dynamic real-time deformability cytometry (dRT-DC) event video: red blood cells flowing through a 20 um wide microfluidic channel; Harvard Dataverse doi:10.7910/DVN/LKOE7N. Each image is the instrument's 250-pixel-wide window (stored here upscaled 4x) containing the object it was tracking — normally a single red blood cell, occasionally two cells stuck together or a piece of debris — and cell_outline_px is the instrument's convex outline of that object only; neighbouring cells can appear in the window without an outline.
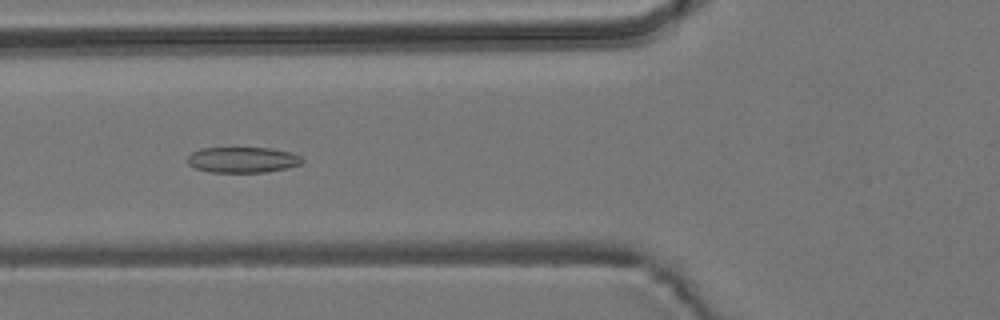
{"species": "common noctule bat (a hibernating species)", "species_latin": "Nyctalus noctula", "temperature_condition": "room temperature", "stored_images_in_passage": 42, "camera_frame_rate_fps": 3000, "um_per_image_px": 0.085, "animal": {"sex": "male", "body_mass_g": 19.2, "forearm_length_mm": 51.8}, "frame": {"image": 1, "passage_image": 6, "time_ms": 1.667, "image_size_px": [1000, 320], "cell_outline_px": [[304, 160], [300, 164], [288, 168], [264, 172], [208, 172], [196, 168], [188, 164], [188, 156], [192, 152], [200, 148], [272, 148], [292, 152], [300, 156]], "centroid_in_image_um": [20.63, 13.58], "position_along_channel_um": 105.2, "area_um2": 17.22}}
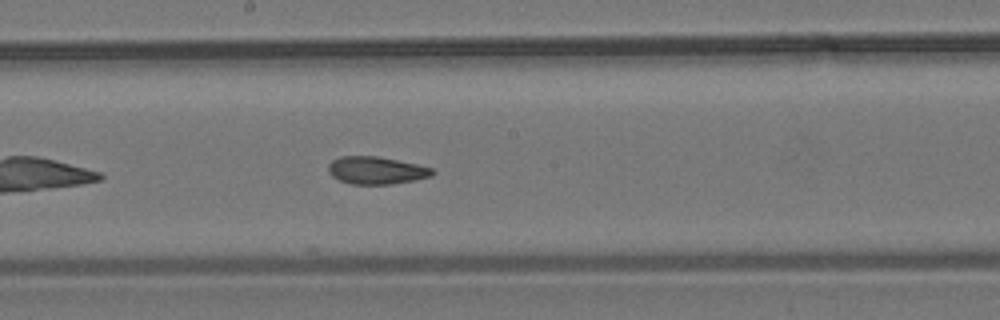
{"frame": {"image": 2, "passage_image": 15, "time_ms": 4.667, "image_size_px": [1000, 320], "cell_outline_px": [[436, 172], [432, 176], [392, 184], [352, 184], [340, 180], [332, 176], [328, 172], [328, 164], [332, 160], [340, 156], [376, 156], [416, 164], [432, 168]], "centroid_in_image_um": [31.96, 14.48], "position_along_channel_um": 216.2, "area_um2": 16.59}}
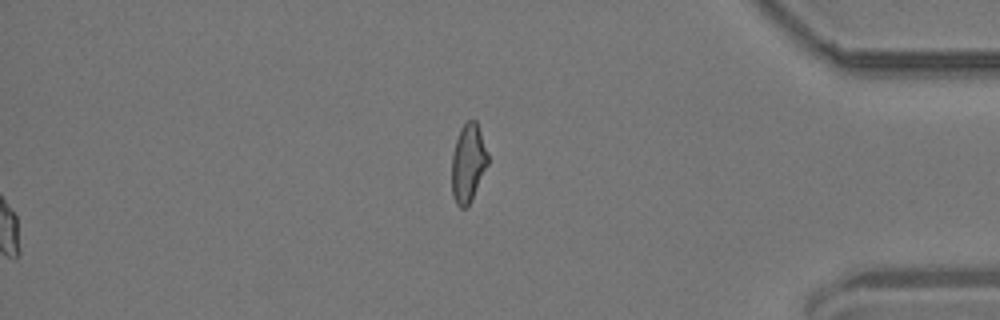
{"frame": {"image": 3, "passage_image": 42, "time_ms": 13.667, "image_size_px": [1000, 320], "cell_outline_px": [[488, 164], [468, 204], [464, 208], [460, 208], [456, 204], [452, 196], [452, 156], [456, 140], [460, 128], [468, 120], [476, 120], [488, 156]], "centroid_in_image_um": [39.77, 13.85], "position_along_channel_um": 395.4, "area_um2": 16.07}, "authors_computed_cell_mechanics": {"area_um2": 17.051, "velocity_mm_per_s": 3.6846, "shape_relaxation_time_tau1_ms": null, "shape_relaxation_time_tau2_ms": 2.3349, "deformation_change_tau1": null, "deformation_change_tau2": 0.0812}}